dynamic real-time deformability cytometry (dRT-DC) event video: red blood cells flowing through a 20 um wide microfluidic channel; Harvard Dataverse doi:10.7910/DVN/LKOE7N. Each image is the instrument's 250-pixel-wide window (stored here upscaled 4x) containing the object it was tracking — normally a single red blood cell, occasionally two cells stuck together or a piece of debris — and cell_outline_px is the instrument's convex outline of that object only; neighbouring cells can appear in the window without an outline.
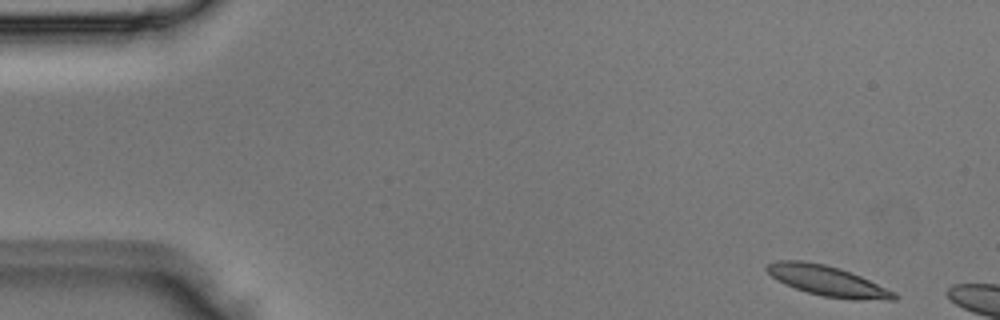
{"species": "Egyptian fruit bat (a non-hibernating species)", "species_latin": "Rousettus aegyptiacus", "temperature_condition": "room temperature", "stored_images_in_passage": 4, "camera_frame_rate_fps": 3000, "um_per_image_px": 0.085, "animal": {"sex": "male"}, "frame": {"image": 1, "passage_image": 1, "time_ms": 0.0, "image_size_px": [1000, 320], "cell_outline_px": [[900, 296], [896, 300], [856, 300], [824, 296], [808, 292], [784, 284], [772, 276], [764, 268], [768, 264], [776, 260], [804, 260], [824, 264], [840, 268], [852, 272], [896, 292]], "centroid_in_image_um": [70.38, 23.87], "position_along_channel_um": 14.6, "area_um2": 22.54}}